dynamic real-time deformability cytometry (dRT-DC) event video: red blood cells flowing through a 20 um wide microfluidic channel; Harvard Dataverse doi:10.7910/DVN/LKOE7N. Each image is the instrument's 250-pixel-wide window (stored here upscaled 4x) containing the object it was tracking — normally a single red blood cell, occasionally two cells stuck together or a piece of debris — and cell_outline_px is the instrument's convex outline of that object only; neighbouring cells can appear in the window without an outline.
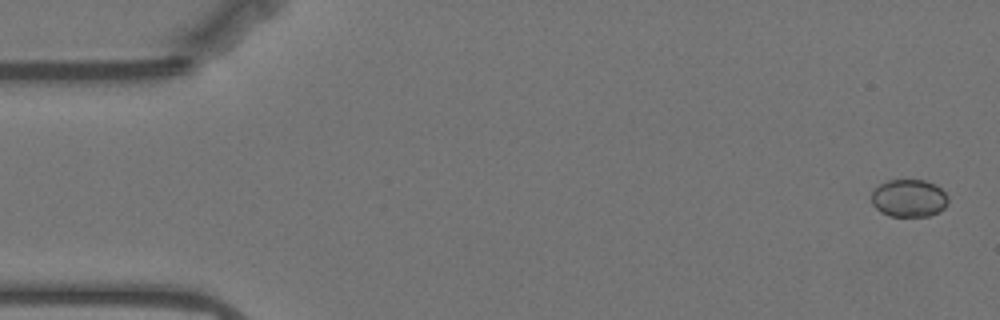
{"species": "Egyptian fruit bat (a non-hibernating species)", "species_latin": "Rousettus aegyptiacus", "temperature_condition": "warm", "stored_images_in_passage": 50, "camera_frame_rate_fps": 3000, "um_per_image_px": 0.085, "animal": {"sex": "female"}, "frame": {"image": 1, "passage_image": 1, "time_ms": 0.0, "image_size_px": [1000, 320], "cell_outline_px": [[948, 204], [940, 212], [928, 216], [888, 216], [880, 212], [872, 204], [872, 192], [880, 184], [888, 180], [924, 180], [936, 184], [948, 196]], "centroid_in_image_um": [77.28, 16.85], "position_along_channel_um": 7.7, "area_um2": 16.94}}
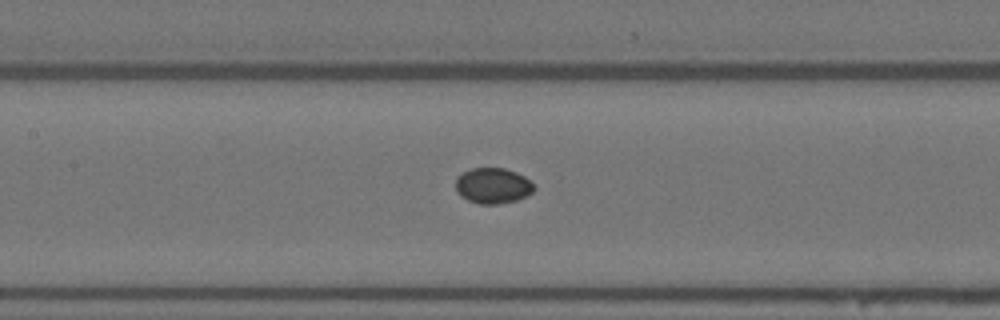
{"frame": {"image": 2, "passage_image": 25, "time_ms": 8.0, "image_size_px": [1000, 320], "cell_outline_px": [[536, 188], [532, 192], [516, 200], [500, 204], [480, 204], [468, 200], [460, 196], [456, 192], [456, 176], [472, 168], [504, 168], [516, 172], [524, 176]], "centroid_in_image_um": [41.86, 15.79], "position_along_channel_um": 165.5, "area_um2": 16.24}}
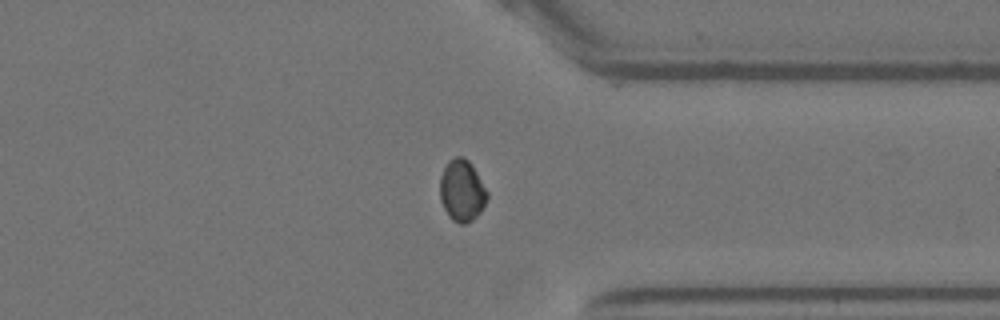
{"frame": {"image": 3, "passage_image": 43, "time_ms": 14.0, "image_size_px": [1000, 320], "cell_outline_px": [[488, 196], [480, 212], [472, 220], [464, 224], [460, 224], [452, 220], [448, 216], [440, 200], [440, 176], [448, 160], [456, 156], [464, 156], [472, 164], [488, 192]], "centroid_in_image_um": [39.25, 16.19], "position_along_channel_um": 372.1, "area_um2": 17.05}}